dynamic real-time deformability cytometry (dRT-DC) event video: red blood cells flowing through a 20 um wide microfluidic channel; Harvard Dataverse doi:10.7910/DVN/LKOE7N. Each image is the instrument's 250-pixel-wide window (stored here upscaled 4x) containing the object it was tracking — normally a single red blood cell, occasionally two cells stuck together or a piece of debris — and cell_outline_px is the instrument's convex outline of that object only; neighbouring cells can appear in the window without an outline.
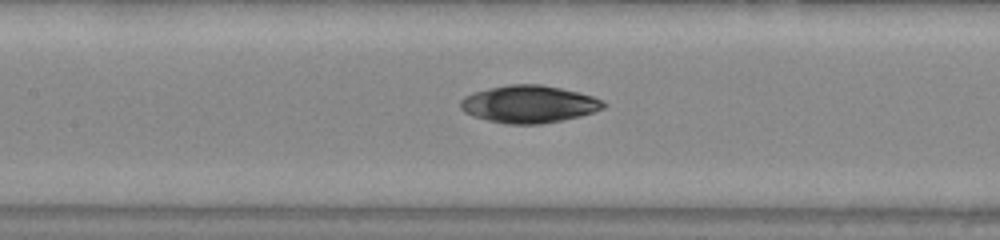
{"species": "common noctule bat (a hibernating species)", "species_latin": "Nyctalus noctula", "temperature_condition": "warm", "stored_images_in_passage": 22, "camera_frame_rate_fps": 3000, "um_per_image_px": 0.085, "animal": {"sex": "male", "body_mass_g": 20.0, "forearm_length_mm": 53.3}, "frame": {"image": 1, "passage_image": 15, "time_ms": 4.667, "image_size_px": [1000, 240], "cell_outline_px": [[608, 104], [604, 108], [580, 116], [564, 120], [540, 124], [508, 124], [488, 120], [472, 116], [464, 112], [460, 108], [460, 100], [464, 96], [488, 88], [508, 84], [540, 84], [560, 88], [592, 96], [604, 100]], "centroid_in_image_um": [44.96, 8.85], "position_along_channel_um": 162.4, "area_um2": 31.21}}
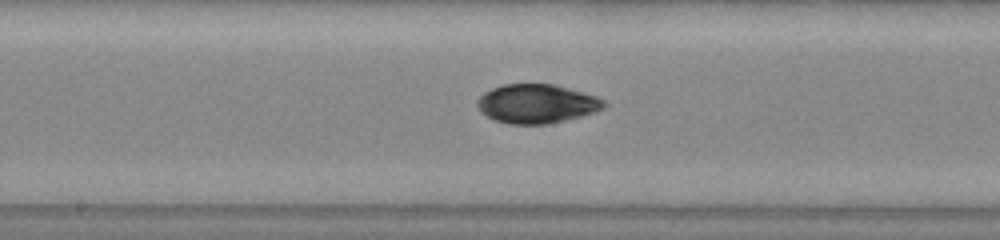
{"frame": {"image": 2, "passage_image": 18, "time_ms": 5.667, "image_size_px": [1000, 240], "cell_outline_px": [[604, 108], [596, 112], [548, 124], [508, 124], [496, 120], [480, 112], [476, 104], [476, 100], [484, 92], [492, 88], [504, 84], [552, 84], [584, 92], [596, 96], [604, 100]], "centroid_in_image_um": [45.6, 8.81], "position_along_channel_um": 202.6, "area_um2": 28.73}}
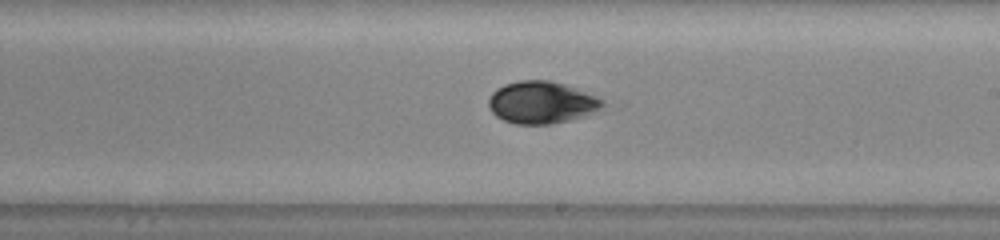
{"frame": {"image": 3, "passage_image": 21, "time_ms": 6.667, "image_size_px": [1000, 240], "cell_outline_px": [[608, 104], [584, 116], [552, 124], [516, 124], [504, 120], [496, 116], [488, 108], [488, 100], [492, 92], [496, 88], [504, 84], [520, 80], [548, 80], [564, 84], [604, 100]], "centroid_in_image_um": [45.99, 8.71], "position_along_channel_um": 243.0, "area_um2": 27.92}}